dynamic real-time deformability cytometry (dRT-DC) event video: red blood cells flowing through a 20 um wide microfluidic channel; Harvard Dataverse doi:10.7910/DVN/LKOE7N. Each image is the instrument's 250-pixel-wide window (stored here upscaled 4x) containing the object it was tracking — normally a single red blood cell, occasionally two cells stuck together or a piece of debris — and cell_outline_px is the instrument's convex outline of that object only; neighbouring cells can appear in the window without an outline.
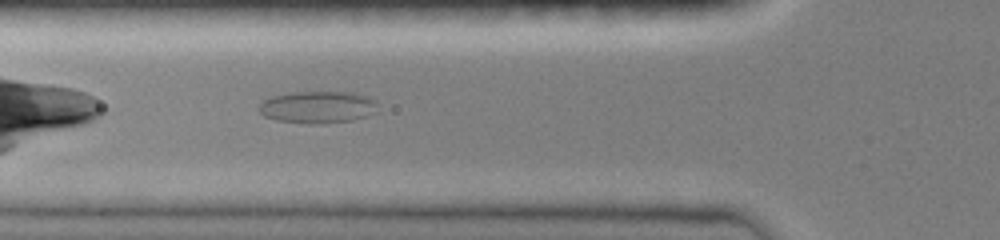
{"species": "common noctule bat (a hibernating species)", "species_latin": "Nyctalus noctula", "temperature_condition": "room temperature", "stored_images_in_passage": 3, "camera_frame_rate_fps": 3000, "um_per_image_px": 0.085, "animal": {"sex": "female", "body_mass_g": 19.0, "forearm_length_mm": 51.5}, "frame": {"image": 1, "passage_image": 3, "time_ms": 0.667, "image_size_px": [1000, 240], "cell_outline_px": [[376, 112], [368, 116], [352, 120], [324, 124], [312, 124], [276, 120], [264, 116], [260, 112], [260, 104], [264, 100], [272, 96], [292, 92], [352, 92], [368, 96], [376, 100]], "centroid_in_image_um": [27.04, 9.11], "position_along_channel_um": 98.8, "area_um2": 22.31}}